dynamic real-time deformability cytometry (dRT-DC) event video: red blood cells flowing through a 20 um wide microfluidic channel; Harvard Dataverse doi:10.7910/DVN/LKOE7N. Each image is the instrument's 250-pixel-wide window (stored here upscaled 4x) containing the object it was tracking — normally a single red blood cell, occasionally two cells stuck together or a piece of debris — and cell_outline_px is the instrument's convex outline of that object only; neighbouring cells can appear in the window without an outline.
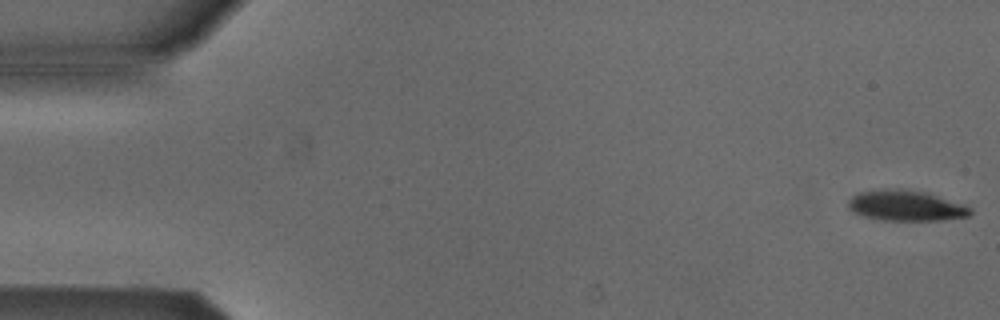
{"species": "Egyptian fruit bat (a non-hibernating species)", "species_latin": "Rousettus aegyptiacus", "temperature_condition": "cold", "stored_images_in_passage": 4, "camera_frame_rate_fps": 3000, "um_per_image_px": 0.085, "animal": {"sex": "male"}, "frame": {"image": 1, "passage_image": 1, "time_ms": 0.0, "image_size_px": [1000, 320], "cell_outline_px": [[972, 212], [968, 216], [940, 220], [884, 220], [864, 216], [848, 208], [848, 200], [852, 196], [860, 192], [884, 188], [904, 188], [924, 192], [964, 204], [972, 208]], "centroid_in_image_um": [77.0, 17.46], "position_along_channel_um": 8.0, "area_um2": 21.68}}
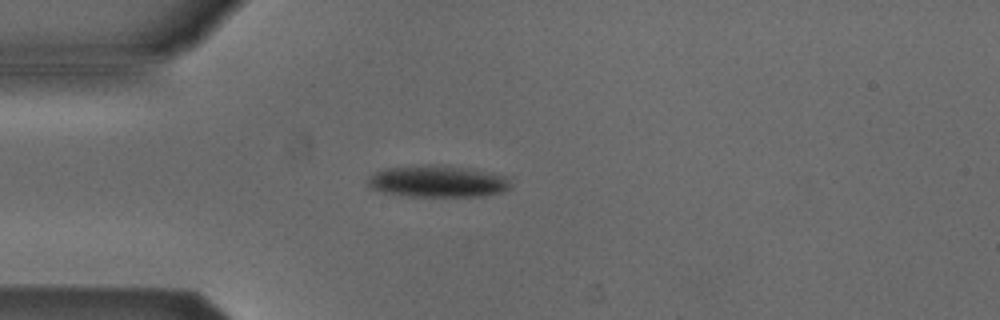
{"frame": {"image": 2, "passage_image": 4, "time_ms": 1.0, "image_size_px": [1000, 320], "cell_outline_px": [[512, 184], [504, 192], [480, 196], [408, 196], [384, 192], [372, 188], [368, 184], [368, 180], [376, 172], [384, 168], [424, 164], [444, 164], [472, 168], [512, 176]], "centroid_in_image_um": [37.32, 15.39], "position_along_channel_um": 47.7, "area_um2": 26.99}}